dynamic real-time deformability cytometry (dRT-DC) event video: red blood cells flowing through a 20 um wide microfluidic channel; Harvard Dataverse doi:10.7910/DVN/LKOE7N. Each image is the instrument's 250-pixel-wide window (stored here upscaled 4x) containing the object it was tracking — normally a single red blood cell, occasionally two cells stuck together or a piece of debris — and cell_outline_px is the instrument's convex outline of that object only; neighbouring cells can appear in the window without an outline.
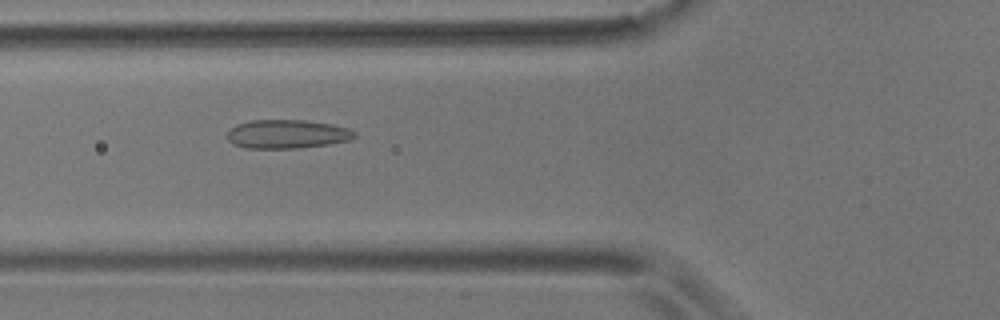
{"species": "common noctule bat (a hibernating species)", "species_latin": "Nyctalus noctula", "temperature_condition": "room temperature", "stored_images_in_passage": 57, "camera_frame_rate_fps": 3000, "um_per_image_px": 0.085, "animal": {"sex": "male", "body_mass_g": 17.9}, "frame": {"image": 1, "passage_image": 21, "time_ms": 6.667, "image_size_px": [1000, 320], "cell_outline_px": [[356, 136], [348, 140], [328, 144], [300, 148], [244, 148], [232, 144], [228, 140], [228, 132], [236, 124], [248, 120], [304, 120], [332, 124], [348, 128], [356, 132]], "centroid_in_image_um": [24.38, 11.39], "position_along_channel_um": 101.4, "area_um2": 21.39}}
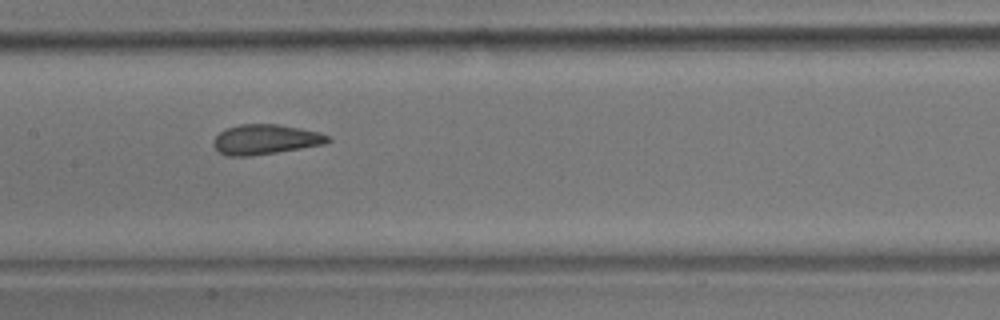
{"frame": {"image": 2, "passage_image": 28, "time_ms": 9.0, "image_size_px": [1000, 320], "cell_outline_px": [[332, 140], [324, 144], [252, 156], [228, 156], [220, 152], [212, 144], [212, 140], [224, 128], [240, 124], [276, 124], [300, 128], [320, 132], [332, 136]], "centroid_in_image_um": [22.56, 11.84], "position_along_channel_um": 184.8, "area_um2": 20.06}}
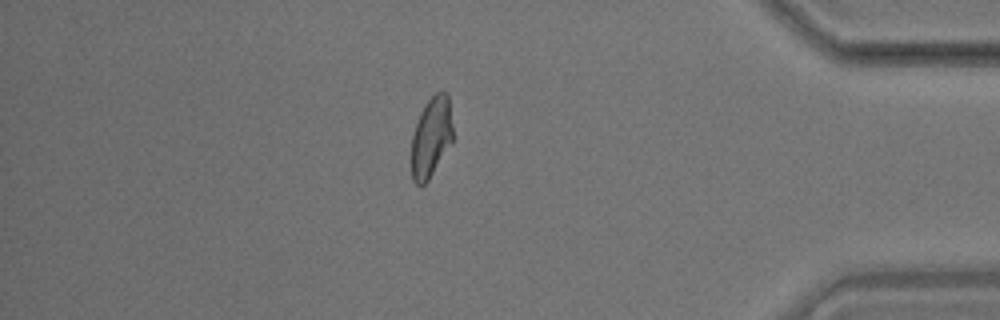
{"frame": {"image": 3, "passage_image": 49, "time_ms": 16.0, "image_size_px": [1000, 320], "cell_outline_px": [[452, 144], [428, 180], [420, 188], [412, 180], [412, 136], [420, 112], [428, 100], [436, 92], [448, 92], [452, 124]], "centroid_in_image_um": [36.66, 11.68], "position_along_channel_um": 398.5, "area_um2": 19.42}, "authors_computed_cell_mechanics": {"area_um2": 20.6346, "velocity_mm_per_s": 3.5481, "shape_relaxation_time_tau1_ms": null, "shape_relaxation_time_tau2_ms": 1.0692, "deformation_change_tau1": null, "deformation_change_tau2": 0.0834}}